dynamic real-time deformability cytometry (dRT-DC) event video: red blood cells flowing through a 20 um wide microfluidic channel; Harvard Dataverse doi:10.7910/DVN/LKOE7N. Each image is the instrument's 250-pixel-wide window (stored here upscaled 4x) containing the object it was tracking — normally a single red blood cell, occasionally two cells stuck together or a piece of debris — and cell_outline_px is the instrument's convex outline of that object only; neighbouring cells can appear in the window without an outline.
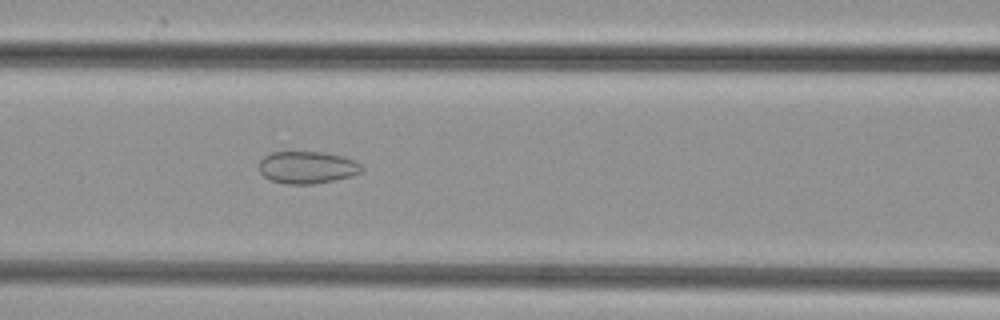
{"species": "common noctule bat (a hibernating species)", "species_latin": "Nyctalus noctula", "temperature_condition": "cold", "stored_images_in_passage": 38, "camera_frame_rate_fps": 3000, "um_per_image_px": 0.085, "animal": {"sex": "female", "body_mass_g": 29.2, "forearm_length_mm": 56.3}, "frame": {"image": 1, "passage_image": 10, "time_ms": 3.0, "image_size_px": [1000, 320], "cell_outline_px": [[364, 168], [360, 172], [352, 176], [312, 184], [288, 184], [272, 180], [264, 176], [260, 172], [260, 160], [264, 156], [272, 152], [324, 152], [344, 156], [356, 160]], "centroid_in_image_um": [26.14, 14.21], "position_along_channel_um": 140.5, "area_um2": 19.25}}
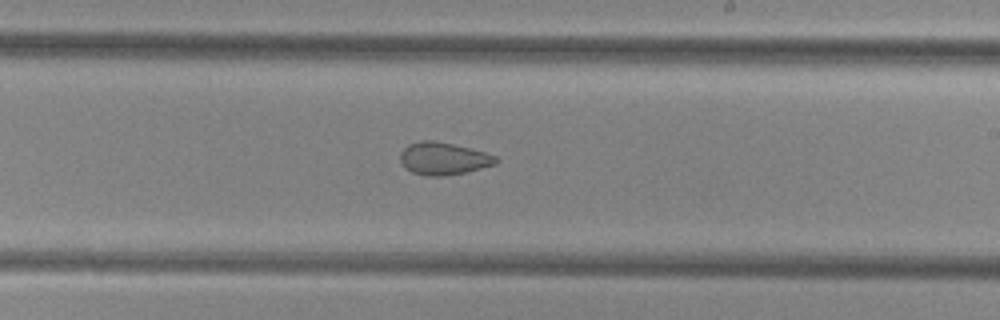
{"frame": {"image": 2, "passage_image": 18, "time_ms": 5.667, "image_size_px": [1000, 320], "cell_outline_px": [[500, 160], [496, 164], [468, 172], [444, 176], [428, 176], [412, 172], [404, 168], [400, 160], [400, 152], [408, 144], [420, 140], [432, 140], [452, 144], [484, 152], [496, 156]], "centroid_in_image_um": [37.68, 13.49], "position_along_channel_um": 251.3, "area_um2": 18.21}}
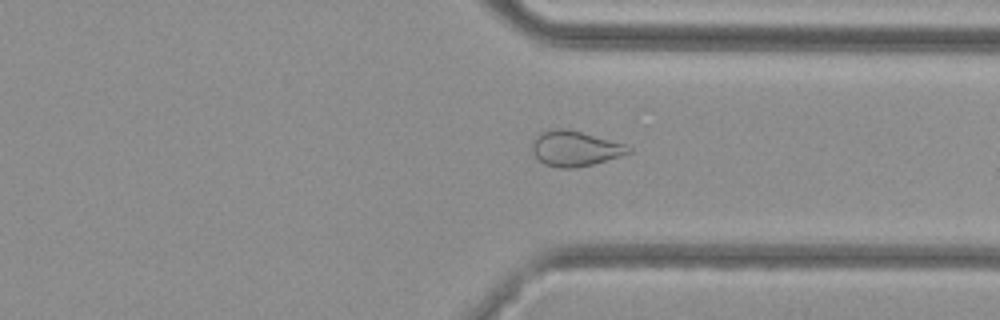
{"frame": {"image": 3, "passage_image": 26, "time_ms": 8.333, "image_size_px": [1000, 320], "cell_outline_px": [[632, 152], [620, 156], [592, 164], [576, 168], [560, 168], [544, 164], [532, 152], [532, 140], [536, 136], [552, 128], [568, 128], [624, 144], [632, 148]], "centroid_in_image_um": [48.86, 12.62], "position_along_channel_um": 362.5, "area_um2": 19.71}}